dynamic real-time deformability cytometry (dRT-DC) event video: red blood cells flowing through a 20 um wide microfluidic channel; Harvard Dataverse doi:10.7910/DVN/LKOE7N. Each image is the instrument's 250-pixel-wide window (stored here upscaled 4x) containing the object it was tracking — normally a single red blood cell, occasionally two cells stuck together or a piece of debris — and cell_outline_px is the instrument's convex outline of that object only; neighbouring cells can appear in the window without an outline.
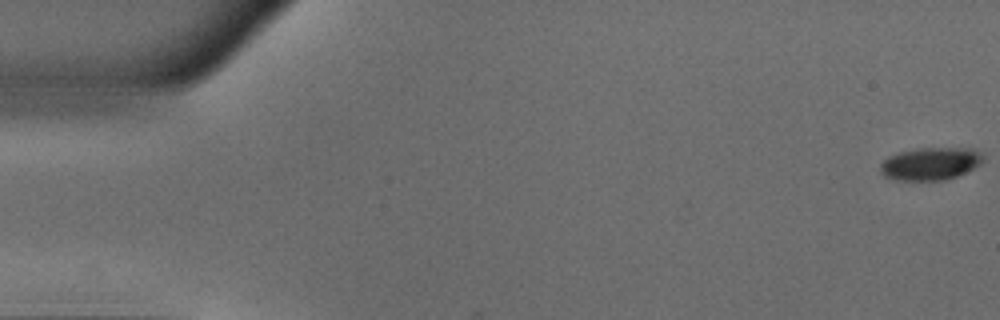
{"species": "common noctule bat (a hibernating species)", "species_latin": "Nyctalus noctula", "temperature_condition": "warm", "stored_images_in_passage": 52, "camera_frame_rate_fps": 3000, "um_per_image_px": 0.085, "animal": {"sex": "male", "body_mass_g": 18.8}, "frame": {"image": 1, "passage_image": 1, "time_ms": 0.0, "image_size_px": [1000, 320], "cell_outline_px": [[984, 160], [980, 164], [956, 176], [944, 180], [892, 180], [884, 176], [880, 172], [880, 164], [888, 156], [900, 152], [916, 148], [972, 148], [980, 152], [984, 156]], "centroid_in_image_um": [79.06, 13.91], "position_along_channel_um": 5.9, "area_um2": 19.59}}
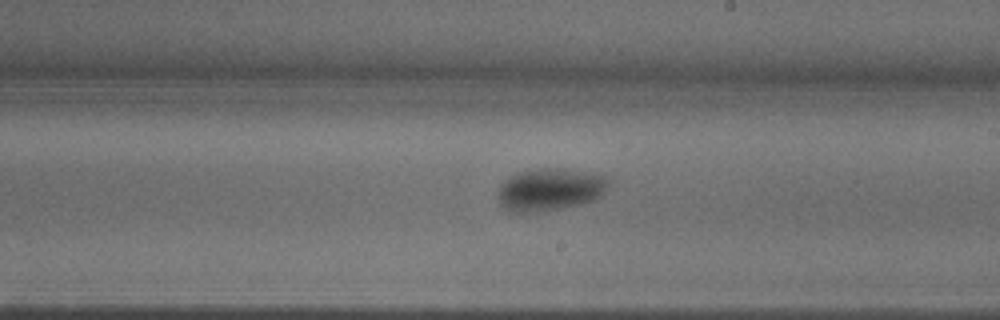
{"frame": {"image": 2, "passage_image": 30, "time_ms": 9.667, "image_size_px": [1000, 320], "cell_outline_px": [[612, 180], [608, 188], [600, 196], [592, 200], [580, 204], [544, 212], [508, 212], [500, 204], [496, 192], [500, 184], [504, 180], [516, 172], [540, 168], [560, 168], [608, 176]], "centroid_in_image_um": [46.73, 16.11], "position_along_channel_um": 242.3, "area_um2": 27.86}}
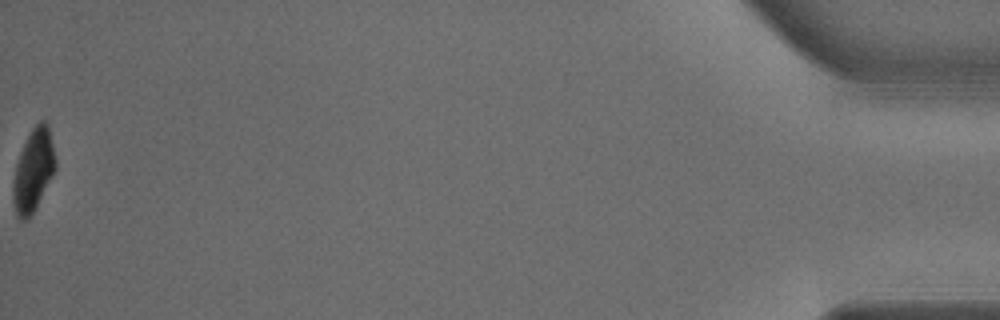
{"frame": {"image": 3, "passage_image": 52, "time_ms": 17.0, "image_size_px": [1000, 320], "cell_outline_px": [[56, 168], [36, 208], [28, 220], [20, 220], [16, 216], [12, 200], [12, 184], [16, 164], [20, 152], [32, 128], [40, 120], [44, 120], [48, 124], [56, 160]], "centroid_in_image_um": [2.82, 14.51], "position_along_channel_um": 432.4, "area_um2": 20.46}, "authors_computed_cell_mechanics": {"area_um2": 23.9003, "velocity_mm_per_s": 3.963, "shape_relaxation_time_tau1_ms": 3.1117, "shape_relaxation_time_tau2_ms": null, "deformation_change_tau1": 0.124, "deformation_change_tau2": null}}